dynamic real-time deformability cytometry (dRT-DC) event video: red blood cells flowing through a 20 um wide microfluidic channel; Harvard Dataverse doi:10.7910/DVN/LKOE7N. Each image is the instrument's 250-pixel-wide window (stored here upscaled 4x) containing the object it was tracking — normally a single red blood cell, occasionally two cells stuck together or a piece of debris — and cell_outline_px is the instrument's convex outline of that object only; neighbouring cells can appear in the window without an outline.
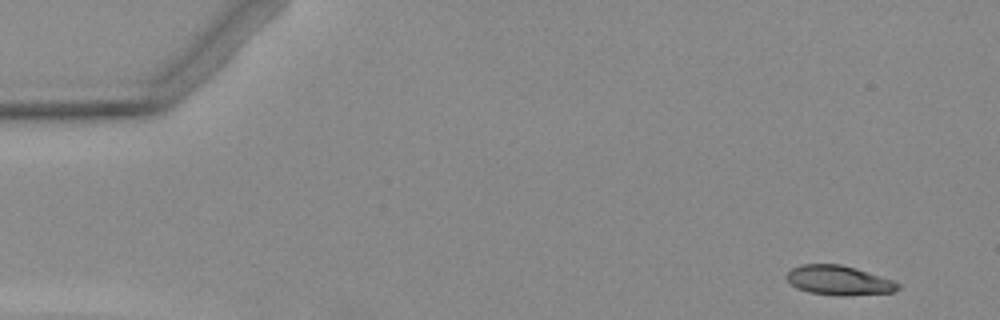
{"species": "Egyptian fruit bat (a non-hibernating species)", "species_latin": "Rousettus aegyptiacus", "temperature_condition": "warm", "stored_images_in_passage": 8, "camera_frame_rate_fps": 3000, "um_per_image_px": 0.085, "animal": {"sex": "female"}, "frame": {"image": 1, "passage_image": 1, "time_ms": 0.0, "image_size_px": [1000, 320], "cell_outline_px": [[900, 288], [892, 292], [848, 296], [836, 296], [808, 292], [796, 288], [784, 276], [792, 268], [800, 264], [840, 264], [880, 276], [892, 280], [900, 284]], "centroid_in_image_um": [71.27, 23.84], "position_along_channel_um": 13.7, "area_um2": 19.13}}